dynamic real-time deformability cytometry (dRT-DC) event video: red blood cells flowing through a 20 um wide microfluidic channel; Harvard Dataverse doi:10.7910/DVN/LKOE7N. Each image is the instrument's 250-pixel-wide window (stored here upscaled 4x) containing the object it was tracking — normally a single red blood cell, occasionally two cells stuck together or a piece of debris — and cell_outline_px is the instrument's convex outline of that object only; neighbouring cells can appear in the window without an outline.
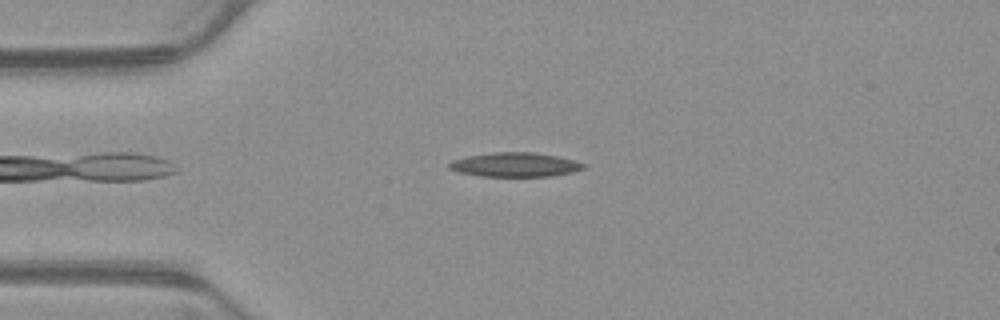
{"species": "common noctule bat (a hibernating species)", "species_latin": "Nyctalus noctula", "temperature_condition": "warm", "stored_images_in_passage": 45, "camera_frame_rate_fps": 3000, "um_per_image_px": 0.085, "animal": {"sex": "male", "body_mass_g": 23.1, "forearm_length_mm": 52.7}, "frame": {"image": 1, "passage_image": 5, "time_ms": 1.333, "image_size_px": [1000, 320], "cell_outline_px": [[588, 164], [584, 168], [572, 172], [552, 176], [480, 176], [460, 172], [448, 168], [448, 164], [452, 160], [468, 156], [492, 152], [532, 152], [560, 156], [576, 160]], "centroid_in_image_um": [43.83, 13.99], "position_along_channel_um": 41.2, "area_um2": 19.07}}
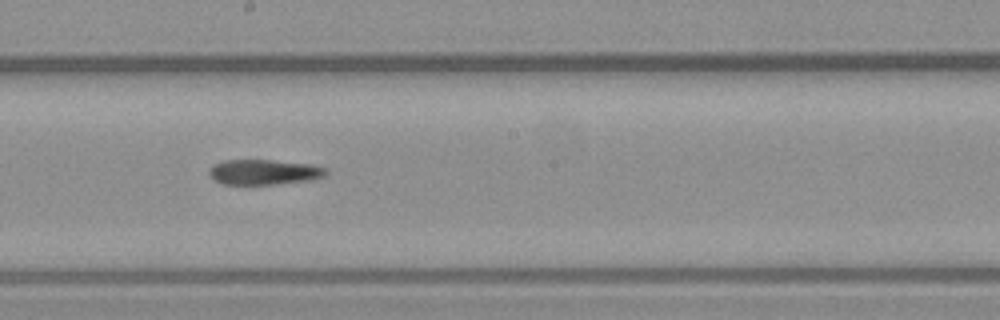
{"frame": {"image": 2, "passage_image": 21, "time_ms": 6.667, "image_size_px": [1000, 320], "cell_outline_px": [[328, 172], [324, 176], [312, 180], [276, 184], [224, 184], [216, 180], [208, 172], [208, 168], [224, 160], [272, 160], [312, 164], [328, 168]], "centroid_in_image_um": [22.5, 14.62], "position_along_channel_um": 225.7, "area_um2": 17.17}}
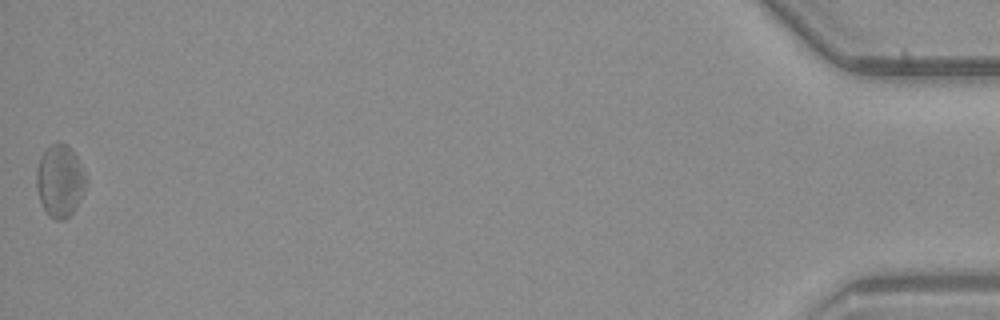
{"frame": {"image": 3, "passage_image": 45, "time_ms": 14.667, "image_size_px": [1000, 320], "cell_outline_px": [[88, 180], [76, 208], [64, 220], [56, 220], [44, 208], [40, 200], [36, 188], [36, 168], [40, 156], [56, 140], [64, 144], [76, 156]], "centroid_in_image_um": [5.08, 15.36], "position_along_channel_um": 430.1, "area_um2": 20.58}}